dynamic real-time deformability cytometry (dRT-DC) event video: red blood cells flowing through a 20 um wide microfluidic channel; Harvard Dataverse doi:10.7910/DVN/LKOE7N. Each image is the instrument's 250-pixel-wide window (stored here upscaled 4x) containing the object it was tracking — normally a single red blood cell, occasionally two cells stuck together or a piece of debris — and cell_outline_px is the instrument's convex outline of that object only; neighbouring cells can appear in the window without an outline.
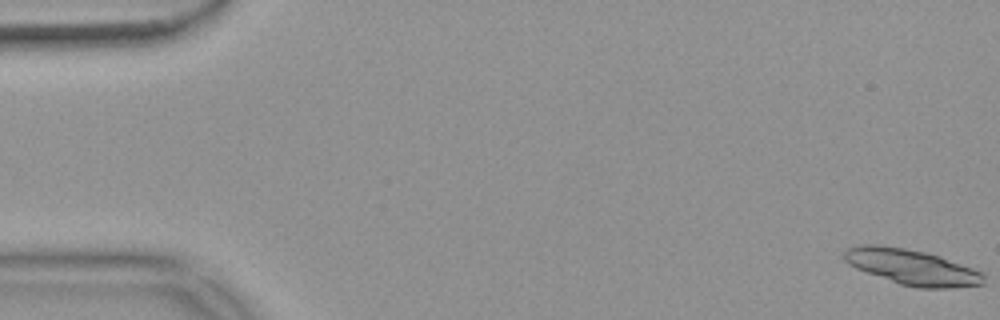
{"species": "common noctule bat (a hibernating species)", "species_latin": "Nyctalus noctula", "temperature_condition": "warm", "stored_images_in_passage": 42, "segment_of_instrument_passage": [1, 2], "camera_frame_rate_fps": 3000, "um_per_image_px": 0.085, "animal": {"sex": "female", "body_mass_g": 18.4}, "frame": {"image": 1, "passage_image": 1, "time_ms": 0.0, "image_size_px": [1000, 320], "cell_outline_px": [[984, 284], [952, 288], [916, 288], [900, 284], [856, 268], [848, 264], [844, 260], [844, 252], [848, 248], [856, 244], [880, 244], [904, 248], [924, 252], [940, 256], [984, 272]], "centroid_in_image_um": [77.51, 22.7], "position_along_channel_um": 7.5, "area_um2": 28.96}}
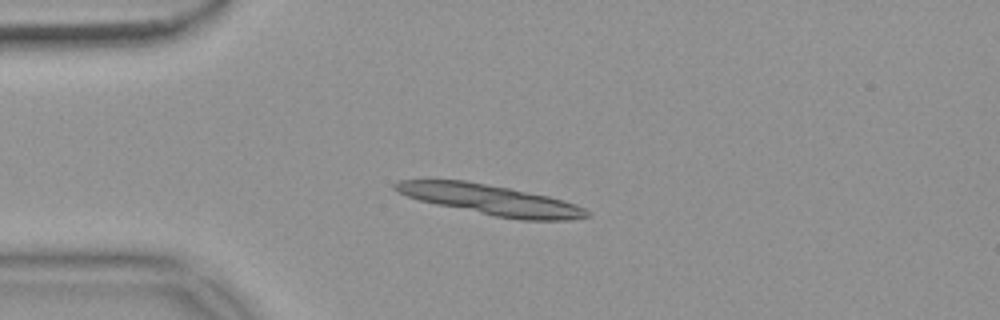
{"frame": {"image": 2, "passage_image": 14, "time_ms": 4.333, "image_size_px": [1000, 320], "cell_outline_px": [[592, 216], [572, 220], [520, 220], [496, 216], [436, 204], [420, 200], [396, 192], [392, 188], [392, 184], [400, 180], [464, 180], [508, 188], [548, 196], [564, 200], [576, 204], [584, 208]], "centroid_in_image_um": [41.73, 16.99], "position_along_channel_um": 43.3, "area_um2": 33.52}}